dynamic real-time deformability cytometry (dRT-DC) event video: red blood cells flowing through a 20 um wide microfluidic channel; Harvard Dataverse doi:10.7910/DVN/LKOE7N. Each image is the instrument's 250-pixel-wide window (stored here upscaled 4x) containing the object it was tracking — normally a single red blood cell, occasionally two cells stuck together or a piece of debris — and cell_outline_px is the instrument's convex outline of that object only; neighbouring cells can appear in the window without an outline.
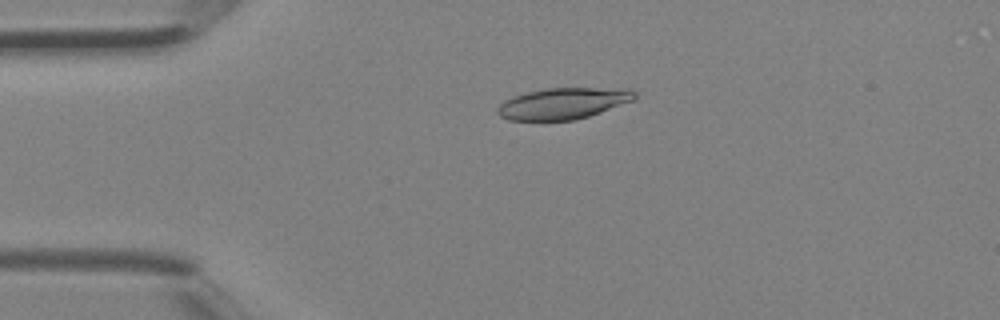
{"species": "Egyptian fruit bat (a non-hibernating species)", "species_latin": "Rousettus aegyptiacus", "temperature_condition": "room temperature", "stored_images_in_passage": 41, "camera_frame_rate_fps": 3000, "um_per_image_px": 0.085, "animal": {"sex": "female"}, "frame": {"image": 1, "passage_image": 9, "time_ms": 2.667, "image_size_px": [1000, 320], "cell_outline_px": [[636, 100], [576, 120], [508, 120], [500, 116], [496, 112], [496, 108], [504, 100], [512, 96], [544, 88], [628, 88], [636, 92]], "centroid_in_image_um": [47.87, 8.78], "position_along_channel_um": 37.1, "area_um2": 25.2}}
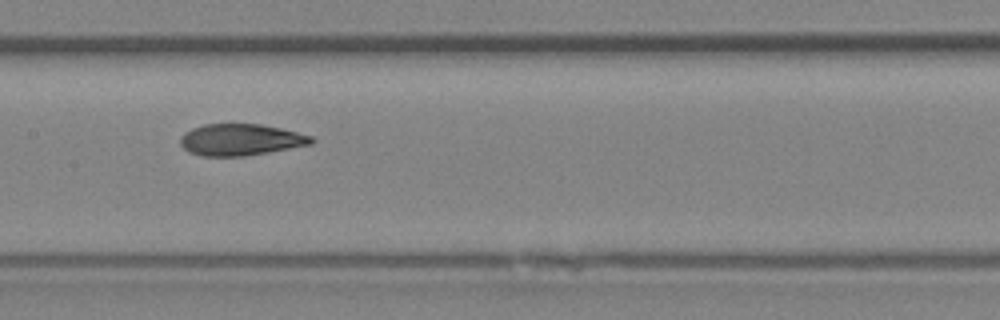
{"frame": {"image": 2, "passage_image": 20, "time_ms": 6.333, "image_size_px": [1000, 320], "cell_outline_px": [[316, 140], [312, 144], [244, 156], [204, 156], [188, 152], [180, 144], [180, 136], [184, 132], [192, 128], [204, 124], [260, 124], [280, 128], [312, 136]], "centroid_in_image_um": [20.43, 11.87], "position_along_channel_um": 187.0, "area_um2": 24.04}}
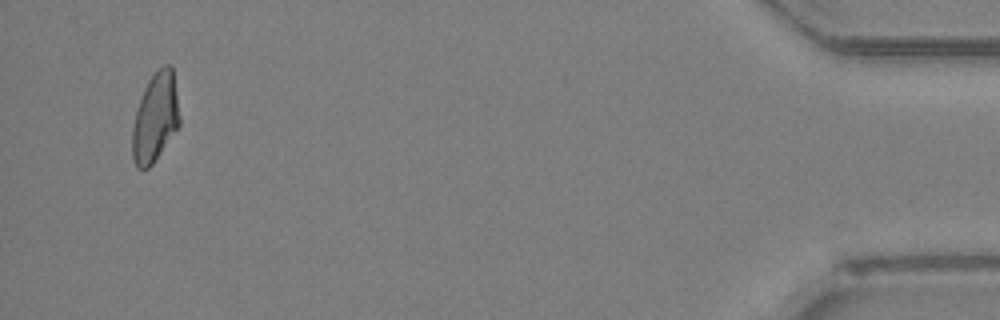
{"frame": {"image": 3, "passage_image": 39, "time_ms": 12.667, "image_size_px": [1000, 320], "cell_outline_px": [[180, 124], [152, 164], [148, 168], [136, 168], [132, 156], [132, 128], [136, 112], [144, 88], [148, 80], [164, 64], [168, 64], [172, 68], [180, 116]], "centroid_in_image_um": [13.19, 10.01], "position_along_channel_um": 422.0, "area_um2": 24.1}}